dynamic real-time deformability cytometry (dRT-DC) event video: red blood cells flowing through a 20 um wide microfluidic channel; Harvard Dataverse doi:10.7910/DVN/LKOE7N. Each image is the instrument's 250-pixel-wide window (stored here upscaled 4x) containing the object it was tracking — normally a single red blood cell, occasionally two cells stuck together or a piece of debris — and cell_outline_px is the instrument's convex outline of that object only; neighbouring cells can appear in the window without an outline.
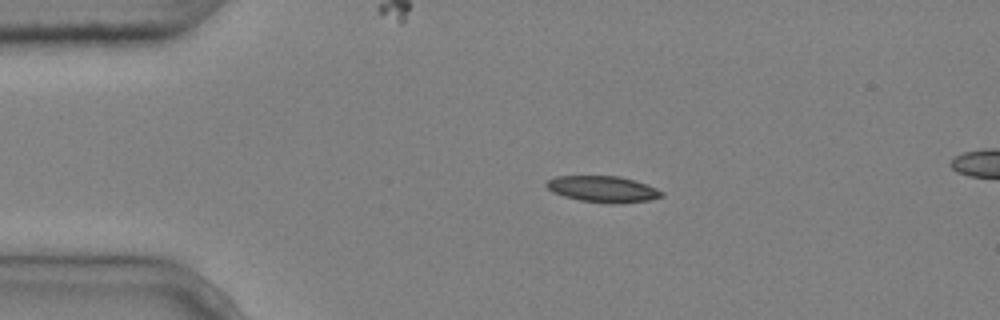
{"species": "common noctule bat (a hibernating species)", "species_latin": "Nyctalus noctula", "temperature_condition": "cold", "stored_images_in_passage": 4, "segment_of_instrument_passage": [1, 2], "camera_frame_rate_fps": 3000, "um_per_image_px": 0.085, "animal": {"sex": "male", "body_mass_g": 20.4}, "frame": {"image": 1, "passage_image": 2, "time_ms": 0.333, "image_size_px": [1000, 320], "cell_outline_px": [[664, 196], [648, 200], [620, 204], [608, 204], [580, 200], [564, 196], [552, 192], [544, 184], [548, 180], [556, 176], [620, 176], [656, 188], [664, 192]], "centroid_in_image_um": [51.24, 16.08], "position_along_channel_um": 33.8, "area_um2": 17.63}}